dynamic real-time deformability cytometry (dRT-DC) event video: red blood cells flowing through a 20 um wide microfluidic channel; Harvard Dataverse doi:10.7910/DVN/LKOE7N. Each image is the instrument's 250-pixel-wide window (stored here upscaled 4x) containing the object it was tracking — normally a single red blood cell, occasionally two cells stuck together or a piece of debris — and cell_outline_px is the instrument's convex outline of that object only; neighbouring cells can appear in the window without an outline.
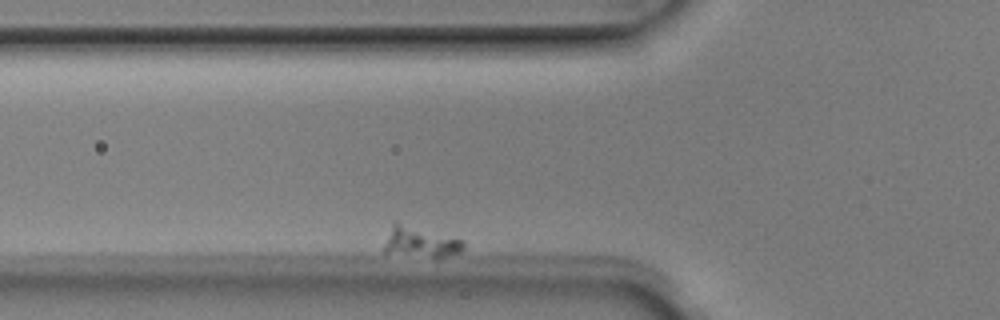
{"species": "Egyptian fruit bat (a non-hibernating species)", "species_latin": "Rousettus aegyptiacus", "temperature_condition": "room temperature", "stored_images_in_passage": 15, "camera_frame_rate_fps": 3000, "um_per_image_px": 0.085, "animal": {"sex": "male"}, "frame": {"image": 1, "passage_image": 2, "time_ms": 0.333, "image_size_px": [1000, 320], "cell_outline_px": [[464, 248], [460, 252], [440, 256], [432, 256], [384, 252], [384, 244], [392, 224], [396, 220], [464, 240]], "centroid_in_image_um": [35.72, 20.51], "position_along_channel_um": 90.1, "area_um2": 13.87}}
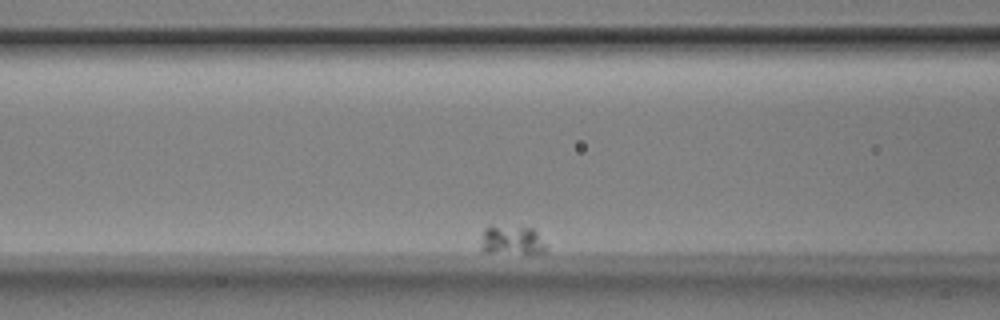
{"frame": {"image": 2, "passage_image": 4, "time_ms": 1.0, "image_size_px": [1000, 320], "cell_outline_px": [[548, 248], [544, 252], [480, 252], [480, 248], [484, 228], [488, 224], [532, 228], [536, 232]], "centroid_in_image_um": [43.44, 20.38], "position_along_channel_um": 123.2, "area_um2": 11.04}}